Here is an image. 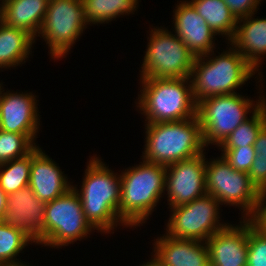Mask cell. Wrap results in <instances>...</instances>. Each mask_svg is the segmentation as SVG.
Listing matches in <instances>:
<instances>
[{"label":"cell","mask_w":266,"mask_h":266,"mask_svg":"<svg viewBox=\"0 0 266 266\" xmlns=\"http://www.w3.org/2000/svg\"><path fill=\"white\" fill-rule=\"evenodd\" d=\"M140 266H163L155 257L152 256V259L147 261V263H143Z\"/></svg>","instance_id":"cell-35"},{"label":"cell","mask_w":266,"mask_h":266,"mask_svg":"<svg viewBox=\"0 0 266 266\" xmlns=\"http://www.w3.org/2000/svg\"><path fill=\"white\" fill-rule=\"evenodd\" d=\"M166 28L154 27L140 70L145 78H190L195 56L185 43Z\"/></svg>","instance_id":"cell-8"},{"label":"cell","mask_w":266,"mask_h":266,"mask_svg":"<svg viewBox=\"0 0 266 266\" xmlns=\"http://www.w3.org/2000/svg\"><path fill=\"white\" fill-rule=\"evenodd\" d=\"M206 192L221 205L239 207L241 218L254 219L258 214L262 193L248 173L234 170L222 156L206 160Z\"/></svg>","instance_id":"cell-7"},{"label":"cell","mask_w":266,"mask_h":266,"mask_svg":"<svg viewBox=\"0 0 266 266\" xmlns=\"http://www.w3.org/2000/svg\"><path fill=\"white\" fill-rule=\"evenodd\" d=\"M1 84L3 83H0V130L25 134L36 145L35 138L40 126L37 96L32 92H4Z\"/></svg>","instance_id":"cell-14"},{"label":"cell","mask_w":266,"mask_h":266,"mask_svg":"<svg viewBox=\"0 0 266 266\" xmlns=\"http://www.w3.org/2000/svg\"><path fill=\"white\" fill-rule=\"evenodd\" d=\"M153 245L155 254L152 252V255L163 266H209L206 242L173 238L164 234Z\"/></svg>","instance_id":"cell-18"},{"label":"cell","mask_w":266,"mask_h":266,"mask_svg":"<svg viewBox=\"0 0 266 266\" xmlns=\"http://www.w3.org/2000/svg\"><path fill=\"white\" fill-rule=\"evenodd\" d=\"M0 20L27 31L35 39L43 25L48 0H0Z\"/></svg>","instance_id":"cell-20"},{"label":"cell","mask_w":266,"mask_h":266,"mask_svg":"<svg viewBox=\"0 0 266 266\" xmlns=\"http://www.w3.org/2000/svg\"><path fill=\"white\" fill-rule=\"evenodd\" d=\"M251 115L224 140L219 148L253 146L259 131L266 124V101Z\"/></svg>","instance_id":"cell-25"},{"label":"cell","mask_w":266,"mask_h":266,"mask_svg":"<svg viewBox=\"0 0 266 266\" xmlns=\"http://www.w3.org/2000/svg\"><path fill=\"white\" fill-rule=\"evenodd\" d=\"M57 164L39 146L32 150L29 186L44 203L60 197L73 186Z\"/></svg>","instance_id":"cell-17"},{"label":"cell","mask_w":266,"mask_h":266,"mask_svg":"<svg viewBox=\"0 0 266 266\" xmlns=\"http://www.w3.org/2000/svg\"><path fill=\"white\" fill-rule=\"evenodd\" d=\"M197 13L204 18L215 35L226 37L230 43L235 35L237 19L223 0H191L189 1Z\"/></svg>","instance_id":"cell-22"},{"label":"cell","mask_w":266,"mask_h":266,"mask_svg":"<svg viewBox=\"0 0 266 266\" xmlns=\"http://www.w3.org/2000/svg\"><path fill=\"white\" fill-rule=\"evenodd\" d=\"M220 205L215 197L206 194L190 203L170 208L172 213L165 233L173 238L206 242L229 224L219 220Z\"/></svg>","instance_id":"cell-11"},{"label":"cell","mask_w":266,"mask_h":266,"mask_svg":"<svg viewBox=\"0 0 266 266\" xmlns=\"http://www.w3.org/2000/svg\"><path fill=\"white\" fill-rule=\"evenodd\" d=\"M95 157H90L86 166L80 191L76 185L72 187L80 197L86 220L101 234H108L118 224L125 225L118 215L121 176Z\"/></svg>","instance_id":"cell-1"},{"label":"cell","mask_w":266,"mask_h":266,"mask_svg":"<svg viewBox=\"0 0 266 266\" xmlns=\"http://www.w3.org/2000/svg\"><path fill=\"white\" fill-rule=\"evenodd\" d=\"M250 99L248 96L245 98L239 93H234L212 96L197 104V117L206 147L210 144L219 147L241 123L248 119L249 113L255 112L266 101L265 96L261 94L259 100Z\"/></svg>","instance_id":"cell-6"},{"label":"cell","mask_w":266,"mask_h":266,"mask_svg":"<svg viewBox=\"0 0 266 266\" xmlns=\"http://www.w3.org/2000/svg\"><path fill=\"white\" fill-rule=\"evenodd\" d=\"M237 20L257 13L262 0H223Z\"/></svg>","instance_id":"cell-30"},{"label":"cell","mask_w":266,"mask_h":266,"mask_svg":"<svg viewBox=\"0 0 266 266\" xmlns=\"http://www.w3.org/2000/svg\"><path fill=\"white\" fill-rule=\"evenodd\" d=\"M253 146L256 157H266V124L259 131Z\"/></svg>","instance_id":"cell-32"},{"label":"cell","mask_w":266,"mask_h":266,"mask_svg":"<svg viewBox=\"0 0 266 266\" xmlns=\"http://www.w3.org/2000/svg\"><path fill=\"white\" fill-rule=\"evenodd\" d=\"M216 57L214 51L195 58L190 75L192 93L196 104L202 100L227 94H234L245 85L257 71L232 45ZM210 55V56H209Z\"/></svg>","instance_id":"cell-2"},{"label":"cell","mask_w":266,"mask_h":266,"mask_svg":"<svg viewBox=\"0 0 266 266\" xmlns=\"http://www.w3.org/2000/svg\"><path fill=\"white\" fill-rule=\"evenodd\" d=\"M247 266H266V231L248 219Z\"/></svg>","instance_id":"cell-28"},{"label":"cell","mask_w":266,"mask_h":266,"mask_svg":"<svg viewBox=\"0 0 266 266\" xmlns=\"http://www.w3.org/2000/svg\"><path fill=\"white\" fill-rule=\"evenodd\" d=\"M222 157L229 165L237 171L248 173L256 157L254 146H244L241 148H219Z\"/></svg>","instance_id":"cell-29"},{"label":"cell","mask_w":266,"mask_h":266,"mask_svg":"<svg viewBox=\"0 0 266 266\" xmlns=\"http://www.w3.org/2000/svg\"><path fill=\"white\" fill-rule=\"evenodd\" d=\"M254 14L256 13L237 21L236 32L230 44L258 72L261 59L266 54V18L255 19Z\"/></svg>","instance_id":"cell-19"},{"label":"cell","mask_w":266,"mask_h":266,"mask_svg":"<svg viewBox=\"0 0 266 266\" xmlns=\"http://www.w3.org/2000/svg\"><path fill=\"white\" fill-rule=\"evenodd\" d=\"M254 220L266 231V192L262 193L260 208Z\"/></svg>","instance_id":"cell-33"},{"label":"cell","mask_w":266,"mask_h":266,"mask_svg":"<svg viewBox=\"0 0 266 266\" xmlns=\"http://www.w3.org/2000/svg\"><path fill=\"white\" fill-rule=\"evenodd\" d=\"M32 241L12 225L0 222V266H29L21 263L17 255Z\"/></svg>","instance_id":"cell-26"},{"label":"cell","mask_w":266,"mask_h":266,"mask_svg":"<svg viewBox=\"0 0 266 266\" xmlns=\"http://www.w3.org/2000/svg\"><path fill=\"white\" fill-rule=\"evenodd\" d=\"M35 40L27 31L8 26L0 20V69L24 64L32 54Z\"/></svg>","instance_id":"cell-21"},{"label":"cell","mask_w":266,"mask_h":266,"mask_svg":"<svg viewBox=\"0 0 266 266\" xmlns=\"http://www.w3.org/2000/svg\"><path fill=\"white\" fill-rule=\"evenodd\" d=\"M139 80V83L142 82V89L136 104L141 115L146 117V124L180 121L197 116L190 78Z\"/></svg>","instance_id":"cell-5"},{"label":"cell","mask_w":266,"mask_h":266,"mask_svg":"<svg viewBox=\"0 0 266 266\" xmlns=\"http://www.w3.org/2000/svg\"><path fill=\"white\" fill-rule=\"evenodd\" d=\"M32 151L27 155L0 164V188L11 194L29 186Z\"/></svg>","instance_id":"cell-24"},{"label":"cell","mask_w":266,"mask_h":266,"mask_svg":"<svg viewBox=\"0 0 266 266\" xmlns=\"http://www.w3.org/2000/svg\"><path fill=\"white\" fill-rule=\"evenodd\" d=\"M142 161L141 164L129 167L120 174L118 215L125 227L136 228L145 223L162 195L166 194V167Z\"/></svg>","instance_id":"cell-3"},{"label":"cell","mask_w":266,"mask_h":266,"mask_svg":"<svg viewBox=\"0 0 266 266\" xmlns=\"http://www.w3.org/2000/svg\"><path fill=\"white\" fill-rule=\"evenodd\" d=\"M206 244L209 266H247L248 219L239 225L228 224L212 235Z\"/></svg>","instance_id":"cell-16"},{"label":"cell","mask_w":266,"mask_h":266,"mask_svg":"<svg viewBox=\"0 0 266 266\" xmlns=\"http://www.w3.org/2000/svg\"><path fill=\"white\" fill-rule=\"evenodd\" d=\"M248 175L261 193L266 192V157H255Z\"/></svg>","instance_id":"cell-31"},{"label":"cell","mask_w":266,"mask_h":266,"mask_svg":"<svg viewBox=\"0 0 266 266\" xmlns=\"http://www.w3.org/2000/svg\"><path fill=\"white\" fill-rule=\"evenodd\" d=\"M95 230L86 220L82 203L72 187L45 206V244L61 248L86 239Z\"/></svg>","instance_id":"cell-9"},{"label":"cell","mask_w":266,"mask_h":266,"mask_svg":"<svg viewBox=\"0 0 266 266\" xmlns=\"http://www.w3.org/2000/svg\"><path fill=\"white\" fill-rule=\"evenodd\" d=\"M138 4L139 0H83L85 20L89 25L109 23L135 12Z\"/></svg>","instance_id":"cell-23"},{"label":"cell","mask_w":266,"mask_h":266,"mask_svg":"<svg viewBox=\"0 0 266 266\" xmlns=\"http://www.w3.org/2000/svg\"><path fill=\"white\" fill-rule=\"evenodd\" d=\"M144 161L167 166L195 157L206 148L199 118L147 123Z\"/></svg>","instance_id":"cell-4"},{"label":"cell","mask_w":266,"mask_h":266,"mask_svg":"<svg viewBox=\"0 0 266 266\" xmlns=\"http://www.w3.org/2000/svg\"><path fill=\"white\" fill-rule=\"evenodd\" d=\"M180 2L173 10L174 33L196 58L210 54L216 46L215 33L188 0Z\"/></svg>","instance_id":"cell-15"},{"label":"cell","mask_w":266,"mask_h":266,"mask_svg":"<svg viewBox=\"0 0 266 266\" xmlns=\"http://www.w3.org/2000/svg\"><path fill=\"white\" fill-rule=\"evenodd\" d=\"M87 25L83 0H49L38 36L48 44L51 59L59 60L66 57Z\"/></svg>","instance_id":"cell-10"},{"label":"cell","mask_w":266,"mask_h":266,"mask_svg":"<svg viewBox=\"0 0 266 266\" xmlns=\"http://www.w3.org/2000/svg\"><path fill=\"white\" fill-rule=\"evenodd\" d=\"M36 146L25 134L0 130V164L21 158Z\"/></svg>","instance_id":"cell-27"},{"label":"cell","mask_w":266,"mask_h":266,"mask_svg":"<svg viewBox=\"0 0 266 266\" xmlns=\"http://www.w3.org/2000/svg\"><path fill=\"white\" fill-rule=\"evenodd\" d=\"M7 196L8 195L0 188V222H2L7 207Z\"/></svg>","instance_id":"cell-34"},{"label":"cell","mask_w":266,"mask_h":266,"mask_svg":"<svg viewBox=\"0 0 266 266\" xmlns=\"http://www.w3.org/2000/svg\"><path fill=\"white\" fill-rule=\"evenodd\" d=\"M45 206L30 186L7 196L2 222L25 234L32 243L45 244Z\"/></svg>","instance_id":"cell-13"},{"label":"cell","mask_w":266,"mask_h":266,"mask_svg":"<svg viewBox=\"0 0 266 266\" xmlns=\"http://www.w3.org/2000/svg\"><path fill=\"white\" fill-rule=\"evenodd\" d=\"M204 154L165 166V191L170 208L190 203L207 194Z\"/></svg>","instance_id":"cell-12"}]
</instances>
